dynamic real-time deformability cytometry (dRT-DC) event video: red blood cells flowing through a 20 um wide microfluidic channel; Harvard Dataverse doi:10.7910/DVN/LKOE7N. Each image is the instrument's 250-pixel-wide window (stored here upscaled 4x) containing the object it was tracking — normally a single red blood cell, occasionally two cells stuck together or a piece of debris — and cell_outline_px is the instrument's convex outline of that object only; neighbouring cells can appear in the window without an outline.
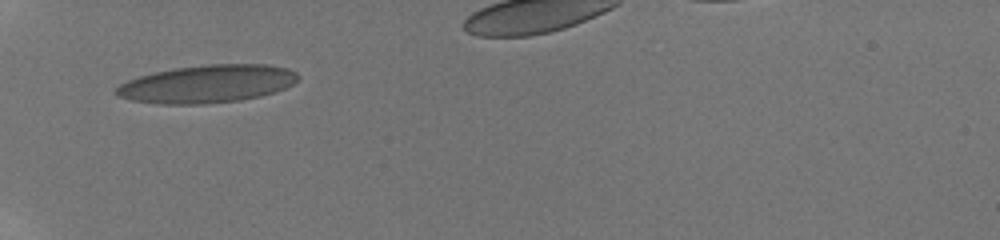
{"species": "human", "species_latin": "Homo sapiens", "temperature_condition": "room temperature", "stored_images_in_passage": 20, "camera_frame_rate_fps": 3000, "um_per_image_px": 0.085, "donor": {"sex": "male"}, "frame": {"image": 1, "passage_image": 1, "time_ms": 0.0, "image_size_px": [1000, 240], "cell_outline_px": [[300, 76], [292, 84], [276, 92], [260, 96], [240, 100], [204, 104], [156, 104], [132, 100], [116, 96], [112, 92], [120, 84], [128, 80], [140, 76], [156, 72], [176, 68], [208, 64], [264, 64], [288, 68], [296, 72]], "centroid_in_image_um": [17.6, 7.14], "position_along_channel_um": 67.4, "area_um2": 40.11}}
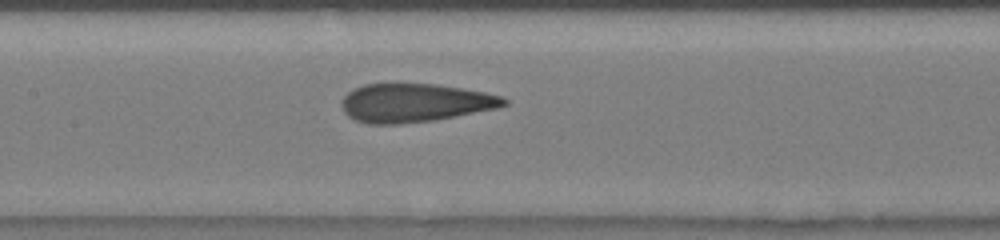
{"frame": {"image": 2, "passage_image": 9, "time_ms": 3.0, "image_size_px": [1000, 240], "cell_outline_px": [[508, 104], [496, 108], [436, 120], [400, 124], [368, 124], [356, 120], [348, 116], [344, 112], [340, 104], [340, 100], [352, 88], [364, 84], [436, 84], [484, 92], [500, 96], [508, 100]], "centroid_in_image_um": [35.21, 8.75], "position_along_channel_um": 172.2, "area_um2": 36.47}}
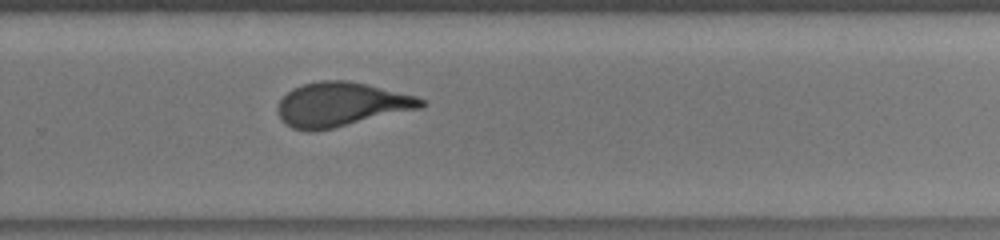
{"frame": {"image": 3, "passage_image": 20, "time_ms": 6.333, "image_size_px": [1000, 240], "cell_outline_px": [[428, 104], [424, 108], [332, 128], [312, 132], [308, 132], [292, 128], [284, 124], [280, 120], [276, 112], [276, 108], [280, 100], [292, 88], [300, 84], [320, 80], [348, 80], [368, 84], [416, 96], [424, 100]], "centroid_in_image_um": [28.98, 8.88], "position_along_channel_um": 300.8, "area_um2": 37.45}}